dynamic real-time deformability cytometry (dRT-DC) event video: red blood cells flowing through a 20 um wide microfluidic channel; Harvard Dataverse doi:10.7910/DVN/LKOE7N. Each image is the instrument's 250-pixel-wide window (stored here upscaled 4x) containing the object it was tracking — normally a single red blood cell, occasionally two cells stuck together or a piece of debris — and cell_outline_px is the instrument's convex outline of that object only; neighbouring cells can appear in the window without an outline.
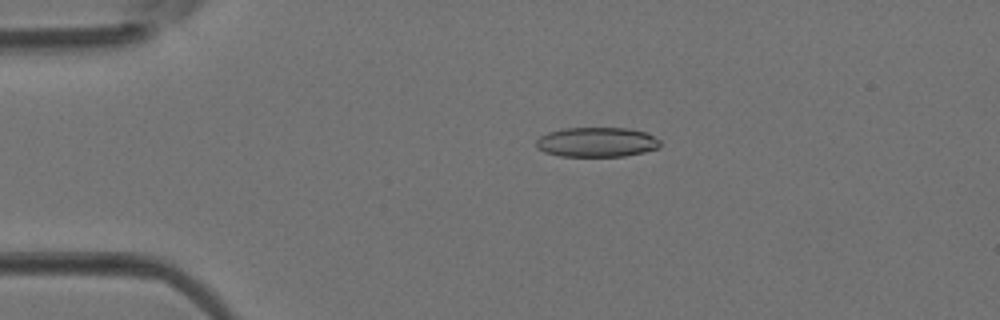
{"species": "Egyptian fruit bat (a non-hibernating species)", "species_latin": "Rousettus aegyptiacus", "temperature_condition": "room temperature", "stored_images_in_passage": 35, "camera_frame_rate_fps": 3000, "um_per_image_px": 0.085, "animal": {"sex": "female"}, "frame": {"image": 1, "passage_image": 1, "time_ms": 0.0, "image_size_px": [1000, 320], "cell_outline_px": [[660, 148], [644, 152], [624, 156], [560, 156], [544, 152], [536, 148], [536, 140], [540, 136], [548, 132], [564, 128], [628, 128], [644, 132], [660, 140]], "centroid_in_image_um": [50.7, 12.08], "position_along_channel_um": 34.3, "area_um2": 21.5}}
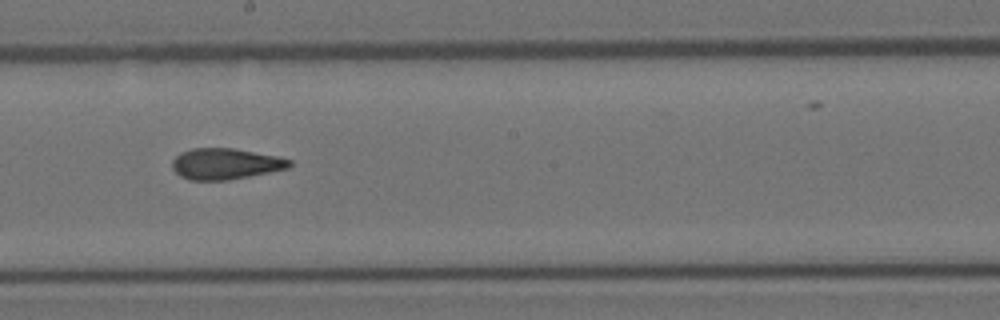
{"frame": {"image": 2, "passage_image": 16, "time_ms": 5.0, "image_size_px": [1000, 320], "cell_outline_px": [[292, 164], [288, 168], [228, 180], [188, 180], [180, 176], [172, 168], [172, 160], [180, 152], [192, 148], [232, 148], [276, 156], [292, 160]], "centroid_in_image_um": [19.12, 13.92], "position_along_channel_um": 229.1, "area_um2": 21.1}}
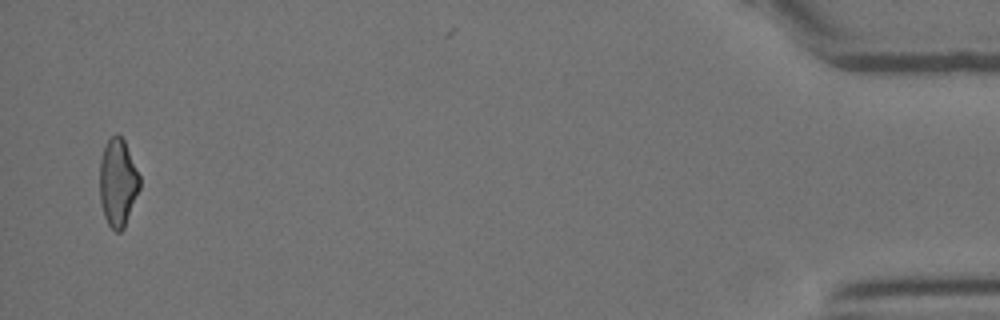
{"frame": {"image": 3, "passage_image": 34, "time_ms": 11.0, "image_size_px": [1000, 320], "cell_outline_px": [[140, 188], [124, 228], [120, 232], [116, 232], [108, 224], [104, 216], [100, 200], [100, 160], [104, 148], [108, 140], [116, 132], [124, 140], [140, 176]], "centroid_in_image_um": [10.02, 15.53], "position_along_channel_um": 425.2, "area_um2": 20.35}}